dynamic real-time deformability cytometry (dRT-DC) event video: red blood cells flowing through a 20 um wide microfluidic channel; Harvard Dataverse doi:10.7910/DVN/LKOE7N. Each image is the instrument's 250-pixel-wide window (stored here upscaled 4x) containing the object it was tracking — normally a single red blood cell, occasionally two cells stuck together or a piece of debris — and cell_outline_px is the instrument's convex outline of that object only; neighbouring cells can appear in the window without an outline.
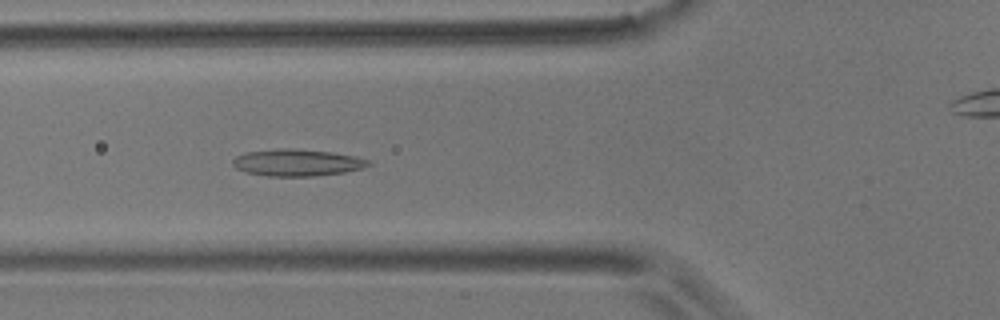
{"species": "common noctule bat (a hibernating species)", "species_latin": "Nyctalus noctula", "temperature_condition": "room temperature", "stored_images_in_passage": 51, "camera_frame_rate_fps": 3000, "um_per_image_px": 0.085, "animal": {"sex": "male", "body_mass_g": 17.9}, "frame": {"image": 1, "passage_image": 15, "time_ms": 4.667, "image_size_px": [1000, 320], "cell_outline_px": [[372, 164], [364, 168], [344, 172], [312, 176], [268, 176], [248, 172], [236, 168], [232, 164], [232, 160], [236, 156], [244, 152], [280, 148], [296, 148], [332, 152], [356, 156], [368, 160]], "centroid_in_image_um": [25.26, 13.81], "position_along_channel_um": 100.5, "area_um2": 21.33}}
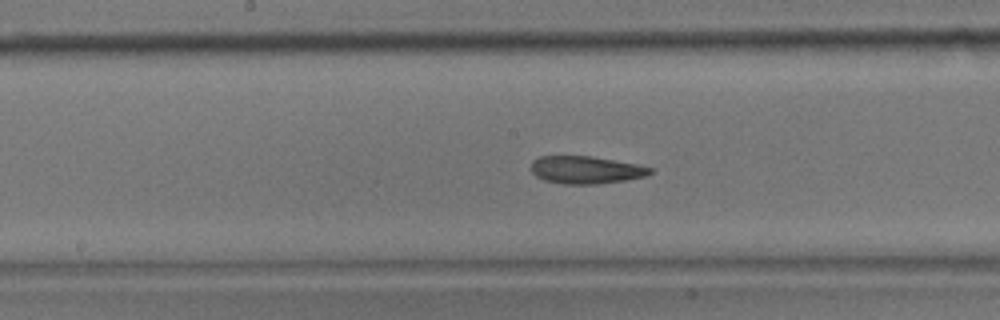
{"frame": {"image": 2, "passage_image": 23, "time_ms": 7.333, "image_size_px": [1000, 320], "cell_outline_px": [[652, 172], [648, 176], [624, 180], [596, 184], [564, 184], [544, 180], [536, 176], [532, 172], [532, 160], [540, 156], [592, 156], [636, 164], [652, 168]], "centroid_in_image_um": [49.8, 14.44], "position_along_channel_um": 198.4, "area_um2": 19.07}}
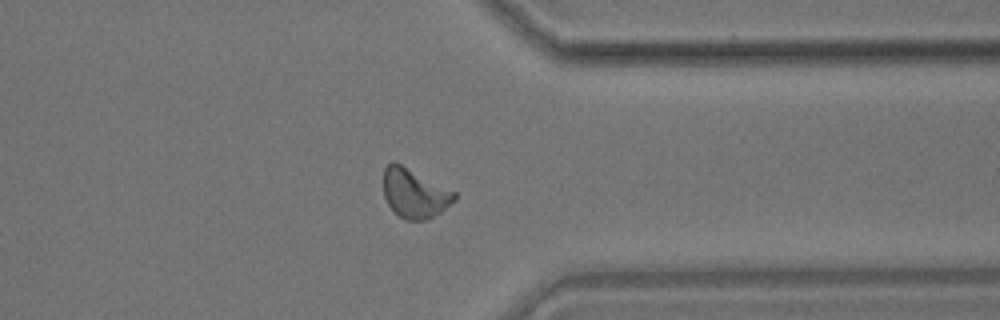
{"frame": {"image": 3, "passage_image": 38, "time_ms": 12.333, "image_size_px": [1000, 320], "cell_outline_px": [[456, 200], [440, 212], [424, 220], [404, 220], [388, 204], [384, 196], [384, 168], [392, 160], [456, 192]], "centroid_in_image_um": [35.23, 16.43], "position_along_channel_um": 376.2, "area_um2": 20.0}, "authors_computed_cell_mechanics": {"area_um2": 19.8832, "velocity_mm_per_s": 3.6561, "shape_relaxation_time_tau1_ms": null, "shape_relaxation_time_tau2_ms": 3.98, "deformation_change_tau1": null, "deformation_change_tau2": 0.1153}}